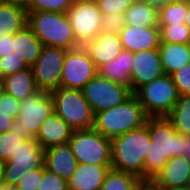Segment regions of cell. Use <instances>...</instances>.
Here are the masks:
<instances>
[{
    "label": "cell",
    "instance_id": "cell-1",
    "mask_svg": "<svg viewBox=\"0 0 190 190\" xmlns=\"http://www.w3.org/2000/svg\"><path fill=\"white\" fill-rule=\"evenodd\" d=\"M151 142L144 162V182L151 181L172 157H182L184 135L177 133L166 117H148Z\"/></svg>",
    "mask_w": 190,
    "mask_h": 190
},
{
    "label": "cell",
    "instance_id": "cell-2",
    "mask_svg": "<svg viewBox=\"0 0 190 190\" xmlns=\"http://www.w3.org/2000/svg\"><path fill=\"white\" fill-rule=\"evenodd\" d=\"M44 45L26 25L15 34L0 36V72L3 77L31 67Z\"/></svg>",
    "mask_w": 190,
    "mask_h": 190
},
{
    "label": "cell",
    "instance_id": "cell-3",
    "mask_svg": "<svg viewBox=\"0 0 190 190\" xmlns=\"http://www.w3.org/2000/svg\"><path fill=\"white\" fill-rule=\"evenodd\" d=\"M150 142L146 124L111 139V168L134 175L144 182V162Z\"/></svg>",
    "mask_w": 190,
    "mask_h": 190
},
{
    "label": "cell",
    "instance_id": "cell-4",
    "mask_svg": "<svg viewBox=\"0 0 190 190\" xmlns=\"http://www.w3.org/2000/svg\"><path fill=\"white\" fill-rule=\"evenodd\" d=\"M147 119L140 101L133 94L124 103L96 113L93 128L104 137L113 139L143 127Z\"/></svg>",
    "mask_w": 190,
    "mask_h": 190
},
{
    "label": "cell",
    "instance_id": "cell-5",
    "mask_svg": "<svg viewBox=\"0 0 190 190\" xmlns=\"http://www.w3.org/2000/svg\"><path fill=\"white\" fill-rule=\"evenodd\" d=\"M27 25L44 46L66 50L80 47L66 13L27 12Z\"/></svg>",
    "mask_w": 190,
    "mask_h": 190
},
{
    "label": "cell",
    "instance_id": "cell-6",
    "mask_svg": "<svg viewBox=\"0 0 190 190\" xmlns=\"http://www.w3.org/2000/svg\"><path fill=\"white\" fill-rule=\"evenodd\" d=\"M148 117H166L179 94L171 75L164 74L139 87L134 93Z\"/></svg>",
    "mask_w": 190,
    "mask_h": 190
},
{
    "label": "cell",
    "instance_id": "cell-7",
    "mask_svg": "<svg viewBox=\"0 0 190 190\" xmlns=\"http://www.w3.org/2000/svg\"><path fill=\"white\" fill-rule=\"evenodd\" d=\"M51 97L54 112L74 131L93 128L95 114L84 98L82 90L59 87L51 92Z\"/></svg>",
    "mask_w": 190,
    "mask_h": 190
},
{
    "label": "cell",
    "instance_id": "cell-8",
    "mask_svg": "<svg viewBox=\"0 0 190 190\" xmlns=\"http://www.w3.org/2000/svg\"><path fill=\"white\" fill-rule=\"evenodd\" d=\"M54 113L51 93L38 90L20 101V111L11 131L23 133L25 140L34 139L43 121Z\"/></svg>",
    "mask_w": 190,
    "mask_h": 190
},
{
    "label": "cell",
    "instance_id": "cell-9",
    "mask_svg": "<svg viewBox=\"0 0 190 190\" xmlns=\"http://www.w3.org/2000/svg\"><path fill=\"white\" fill-rule=\"evenodd\" d=\"M68 144L78 163L111 165V139L94 128L73 131Z\"/></svg>",
    "mask_w": 190,
    "mask_h": 190
},
{
    "label": "cell",
    "instance_id": "cell-10",
    "mask_svg": "<svg viewBox=\"0 0 190 190\" xmlns=\"http://www.w3.org/2000/svg\"><path fill=\"white\" fill-rule=\"evenodd\" d=\"M81 90L94 114L118 106L133 95L130 87L112 82L98 74Z\"/></svg>",
    "mask_w": 190,
    "mask_h": 190
},
{
    "label": "cell",
    "instance_id": "cell-11",
    "mask_svg": "<svg viewBox=\"0 0 190 190\" xmlns=\"http://www.w3.org/2000/svg\"><path fill=\"white\" fill-rule=\"evenodd\" d=\"M66 15L79 46L84 47L101 33L102 12L95 0H74Z\"/></svg>",
    "mask_w": 190,
    "mask_h": 190
},
{
    "label": "cell",
    "instance_id": "cell-12",
    "mask_svg": "<svg viewBox=\"0 0 190 190\" xmlns=\"http://www.w3.org/2000/svg\"><path fill=\"white\" fill-rule=\"evenodd\" d=\"M67 51L60 47H43L40 56L31 66L39 90L51 93L60 87L62 67Z\"/></svg>",
    "mask_w": 190,
    "mask_h": 190
},
{
    "label": "cell",
    "instance_id": "cell-13",
    "mask_svg": "<svg viewBox=\"0 0 190 190\" xmlns=\"http://www.w3.org/2000/svg\"><path fill=\"white\" fill-rule=\"evenodd\" d=\"M96 75L97 68L84 47L69 49L62 67L60 87L81 90Z\"/></svg>",
    "mask_w": 190,
    "mask_h": 190
},
{
    "label": "cell",
    "instance_id": "cell-14",
    "mask_svg": "<svg viewBox=\"0 0 190 190\" xmlns=\"http://www.w3.org/2000/svg\"><path fill=\"white\" fill-rule=\"evenodd\" d=\"M44 165V149L34 138L26 140L5 162L4 183L16 186L24 173L31 169L41 168Z\"/></svg>",
    "mask_w": 190,
    "mask_h": 190
},
{
    "label": "cell",
    "instance_id": "cell-15",
    "mask_svg": "<svg viewBox=\"0 0 190 190\" xmlns=\"http://www.w3.org/2000/svg\"><path fill=\"white\" fill-rule=\"evenodd\" d=\"M164 74L158 49L135 52L131 69L132 92Z\"/></svg>",
    "mask_w": 190,
    "mask_h": 190
},
{
    "label": "cell",
    "instance_id": "cell-16",
    "mask_svg": "<svg viewBox=\"0 0 190 190\" xmlns=\"http://www.w3.org/2000/svg\"><path fill=\"white\" fill-rule=\"evenodd\" d=\"M120 41L124 50L132 53L158 49L160 43L159 27H138L132 25H124L119 33Z\"/></svg>",
    "mask_w": 190,
    "mask_h": 190
},
{
    "label": "cell",
    "instance_id": "cell-17",
    "mask_svg": "<svg viewBox=\"0 0 190 190\" xmlns=\"http://www.w3.org/2000/svg\"><path fill=\"white\" fill-rule=\"evenodd\" d=\"M78 161L72 153L70 145H55L44 150V166L48 171L60 178L69 180L76 170Z\"/></svg>",
    "mask_w": 190,
    "mask_h": 190
},
{
    "label": "cell",
    "instance_id": "cell-18",
    "mask_svg": "<svg viewBox=\"0 0 190 190\" xmlns=\"http://www.w3.org/2000/svg\"><path fill=\"white\" fill-rule=\"evenodd\" d=\"M111 165L78 163L68 180V190H100Z\"/></svg>",
    "mask_w": 190,
    "mask_h": 190
},
{
    "label": "cell",
    "instance_id": "cell-19",
    "mask_svg": "<svg viewBox=\"0 0 190 190\" xmlns=\"http://www.w3.org/2000/svg\"><path fill=\"white\" fill-rule=\"evenodd\" d=\"M73 131L74 130L54 112L43 121L35 139L45 150L51 146L67 144Z\"/></svg>",
    "mask_w": 190,
    "mask_h": 190
},
{
    "label": "cell",
    "instance_id": "cell-20",
    "mask_svg": "<svg viewBox=\"0 0 190 190\" xmlns=\"http://www.w3.org/2000/svg\"><path fill=\"white\" fill-rule=\"evenodd\" d=\"M151 182L156 187L190 186V162L185 157H172Z\"/></svg>",
    "mask_w": 190,
    "mask_h": 190
},
{
    "label": "cell",
    "instance_id": "cell-21",
    "mask_svg": "<svg viewBox=\"0 0 190 190\" xmlns=\"http://www.w3.org/2000/svg\"><path fill=\"white\" fill-rule=\"evenodd\" d=\"M84 48L96 68L115 59L124 50L119 34L116 33H100L93 41L87 43Z\"/></svg>",
    "mask_w": 190,
    "mask_h": 190
},
{
    "label": "cell",
    "instance_id": "cell-22",
    "mask_svg": "<svg viewBox=\"0 0 190 190\" xmlns=\"http://www.w3.org/2000/svg\"><path fill=\"white\" fill-rule=\"evenodd\" d=\"M134 53L123 50L115 59L97 68V74L112 82L131 88V69Z\"/></svg>",
    "mask_w": 190,
    "mask_h": 190
},
{
    "label": "cell",
    "instance_id": "cell-23",
    "mask_svg": "<svg viewBox=\"0 0 190 190\" xmlns=\"http://www.w3.org/2000/svg\"><path fill=\"white\" fill-rule=\"evenodd\" d=\"M158 52L165 74L172 75L190 63V44L160 42Z\"/></svg>",
    "mask_w": 190,
    "mask_h": 190
},
{
    "label": "cell",
    "instance_id": "cell-24",
    "mask_svg": "<svg viewBox=\"0 0 190 190\" xmlns=\"http://www.w3.org/2000/svg\"><path fill=\"white\" fill-rule=\"evenodd\" d=\"M3 84L5 92L20 101L39 90L35 83L32 67L5 76Z\"/></svg>",
    "mask_w": 190,
    "mask_h": 190
},
{
    "label": "cell",
    "instance_id": "cell-25",
    "mask_svg": "<svg viewBox=\"0 0 190 190\" xmlns=\"http://www.w3.org/2000/svg\"><path fill=\"white\" fill-rule=\"evenodd\" d=\"M27 23L28 13L25 8L0 2V36L15 34Z\"/></svg>",
    "mask_w": 190,
    "mask_h": 190
},
{
    "label": "cell",
    "instance_id": "cell-26",
    "mask_svg": "<svg viewBox=\"0 0 190 190\" xmlns=\"http://www.w3.org/2000/svg\"><path fill=\"white\" fill-rule=\"evenodd\" d=\"M125 25L158 27V8L145 0H135L124 13Z\"/></svg>",
    "mask_w": 190,
    "mask_h": 190
},
{
    "label": "cell",
    "instance_id": "cell-27",
    "mask_svg": "<svg viewBox=\"0 0 190 190\" xmlns=\"http://www.w3.org/2000/svg\"><path fill=\"white\" fill-rule=\"evenodd\" d=\"M166 118L177 133L190 137V95H181Z\"/></svg>",
    "mask_w": 190,
    "mask_h": 190
},
{
    "label": "cell",
    "instance_id": "cell-28",
    "mask_svg": "<svg viewBox=\"0 0 190 190\" xmlns=\"http://www.w3.org/2000/svg\"><path fill=\"white\" fill-rule=\"evenodd\" d=\"M141 183L136 176L111 168L100 190H137Z\"/></svg>",
    "mask_w": 190,
    "mask_h": 190
},
{
    "label": "cell",
    "instance_id": "cell-29",
    "mask_svg": "<svg viewBox=\"0 0 190 190\" xmlns=\"http://www.w3.org/2000/svg\"><path fill=\"white\" fill-rule=\"evenodd\" d=\"M158 16V25L185 23L187 5L171 1L158 9Z\"/></svg>",
    "mask_w": 190,
    "mask_h": 190
},
{
    "label": "cell",
    "instance_id": "cell-30",
    "mask_svg": "<svg viewBox=\"0 0 190 190\" xmlns=\"http://www.w3.org/2000/svg\"><path fill=\"white\" fill-rule=\"evenodd\" d=\"M160 42L190 44V32L185 23L173 25H158Z\"/></svg>",
    "mask_w": 190,
    "mask_h": 190
},
{
    "label": "cell",
    "instance_id": "cell-31",
    "mask_svg": "<svg viewBox=\"0 0 190 190\" xmlns=\"http://www.w3.org/2000/svg\"><path fill=\"white\" fill-rule=\"evenodd\" d=\"M23 133L6 131L0 134V159L3 162L10 160L18 148L25 142Z\"/></svg>",
    "mask_w": 190,
    "mask_h": 190
},
{
    "label": "cell",
    "instance_id": "cell-32",
    "mask_svg": "<svg viewBox=\"0 0 190 190\" xmlns=\"http://www.w3.org/2000/svg\"><path fill=\"white\" fill-rule=\"evenodd\" d=\"M74 0H30L27 12H56L66 13Z\"/></svg>",
    "mask_w": 190,
    "mask_h": 190
},
{
    "label": "cell",
    "instance_id": "cell-33",
    "mask_svg": "<svg viewBox=\"0 0 190 190\" xmlns=\"http://www.w3.org/2000/svg\"><path fill=\"white\" fill-rule=\"evenodd\" d=\"M125 25L124 14L102 13L101 33L119 34Z\"/></svg>",
    "mask_w": 190,
    "mask_h": 190
},
{
    "label": "cell",
    "instance_id": "cell-34",
    "mask_svg": "<svg viewBox=\"0 0 190 190\" xmlns=\"http://www.w3.org/2000/svg\"><path fill=\"white\" fill-rule=\"evenodd\" d=\"M37 190H68V181L45 169Z\"/></svg>",
    "mask_w": 190,
    "mask_h": 190
},
{
    "label": "cell",
    "instance_id": "cell-35",
    "mask_svg": "<svg viewBox=\"0 0 190 190\" xmlns=\"http://www.w3.org/2000/svg\"><path fill=\"white\" fill-rule=\"evenodd\" d=\"M43 175V166L41 168L31 169L25 172L18 181L15 188L17 190H37Z\"/></svg>",
    "mask_w": 190,
    "mask_h": 190
},
{
    "label": "cell",
    "instance_id": "cell-36",
    "mask_svg": "<svg viewBox=\"0 0 190 190\" xmlns=\"http://www.w3.org/2000/svg\"><path fill=\"white\" fill-rule=\"evenodd\" d=\"M102 13L124 14L135 0H95Z\"/></svg>",
    "mask_w": 190,
    "mask_h": 190
},
{
    "label": "cell",
    "instance_id": "cell-37",
    "mask_svg": "<svg viewBox=\"0 0 190 190\" xmlns=\"http://www.w3.org/2000/svg\"><path fill=\"white\" fill-rule=\"evenodd\" d=\"M171 76L179 96L190 95V63L175 71Z\"/></svg>",
    "mask_w": 190,
    "mask_h": 190
},
{
    "label": "cell",
    "instance_id": "cell-38",
    "mask_svg": "<svg viewBox=\"0 0 190 190\" xmlns=\"http://www.w3.org/2000/svg\"><path fill=\"white\" fill-rule=\"evenodd\" d=\"M20 111V100H17L8 93H4L0 98V113L11 115V118L16 119Z\"/></svg>",
    "mask_w": 190,
    "mask_h": 190
},
{
    "label": "cell",
    "instance_id": "cell-39",
    "mask_svg": "<svg viewBox=\"0 0 190 190\" xmlns=\"http://www.w3.org/2000/svg\"><path fill=\"white\" fill-rule=\"evenodd\" d=\"M15 119L11 118V115H4L0 113V134L6 131H10Z\"/></svg>",
    "mask_w": 190,
    "mask_h": 190
},
{
    "label": "cell",
    "instance_id": "cell-40",
    "mask_svg": "<svg viewBox=\"0 0 190 190\" xmlns=\"http://www.w3.org/2000/svg\"><path fill=\"white\" fill-rule=\"evenodd\" d=\"M0 2L18 5L20 7L25 8V9H27L29 4H30V0H0Z\"/></svg>",
    "mask_w": 190,
    "mask_h": 190
},
{
    "label": "cell",
    "instance_id": "cell-41",
    "mask_svg": "<svg viewBox=\"0 0 190 190\" xmlns=\"http://www.w3.org/2000/svg\"><path fill=\"white\" fill-rule=\"evenodd\" d=\"M190 162V137L184 136L183 156Z\"/></svg>",
    "mask_w": 190,
    "mask_h": 190
},
{
    "label": "cell",
    "instance_id": "cell-42",
    "mask_svg": "<svg viewBox=\"0 0 190 190\" xmlns=\"http://www.w3.org/2000/svg\"><path fill=\"white\" fill-rule=\"evenodd\" d=\"M137 190H160L157 188L151 181L149 182H142Z\"/></svg>",
    "mask_w": 190,
    "mask_h": 190
},
{
    "label": "cell",
    "instance_id": "cell-43",
    "mask_svg": "<svg viewBox=\"0 0 190 190\" xmlns=\"http://www.w3.org/2000/svg\"><path fill=\"white\" fill-rule=\"evenodd\" d=\"M145 1H147L149 4L159 9L160 7H163L164 5L168 4L172 0H145Z\"/></svg>",
    "mask_w": 190,
    "mask_h": 190
},
{
    "label": "cell",
    "instance_id": "cell-44",
    "mask_svg": "<svg viewBox=\"0 0 190 190\" xmlns=\"http://www.w3.org/2000/svg\"><path fill=\"white\" fill-rule=\"evenodd\" d=\"M160 190H190V186H181V187H157Z\"/></svg>",
    "mask_w": 190,
    "mask_h": 190
},
{
    "label": "cell",
    "instance_id": "cell-45",
    "mask_svg": "<svg viewBox=\"0 0 190 190\" xmlns=\"http://www.w3.org/2000/svg\"><path fill=\"white\" fill-rule=\"evenodd\" d=\"M4 168H5V162H3L0 159V183L4 182Z\"/></svg>",
    "mask_w": 190,
    "mask_h": 190
},
{
    "label": "cell",
    "instance_id": "cell-46",
    "mask_svg": "<svg viewBox=\"0 0 190 190\" xmlns=\"http://www.w3.org/2000/svg\"><path fill=\"white\" fill-rule=\"evenodd\" d=\"M0 190H17L15 186H11L7 183H0Z\"/></svg>",
    "mask_w": 190,
    "mask_h": 190
},
{
    "label": "cell",
    "instance_id": "cell-47",
    "mask_svg": "<svg viewBox=\"0 0 190 190\" xmlns=\"http://www.w3.org/2000/svg\"><path fill=\"white\" fill-rule=\"evenodd\" d=\"M185 25L187 26L189 32H190V5H187V16L185 20Z\"/></svg>",
    "mask_w": 190,
    "mask_h": 190
},
{
    "label": "cell",
    "instance_id": "cell-48",
    "mask_svg": "<svg viewBox=\"0 0 190 190\" xmlns=\"http://www.w3.org/2000/svg\"><path fill=\"white\" fill-rule=\"evenodd\" d=\"M4 93H5L4 84L3 81H0V98L3 96Z\"/></svg>",
    "mask_w": 190,
    "mask_h": 190
},
{
    "label": "cell",
    "instance_id": "cell-49",
    "mask_svg": "<svg viewBox=\"0 0 190 190\" xmlns=\"http://www.w3.org/2000/svg\"><path fill=\"white\" fill-rule=\"evenodd\" d=\"M173 2H179L182 4L190 5V0H172Z\"/></svg>",
    "mask_w": 190,
    "mask_h": 190
},
{
    "label": "cell",
    "instance_id": "cell-50",
    "mask_svg": "<svg viewBox=\"0 0 190 190\" xmlns=\"http://www.w3.org/2000/svg\"><path fill=\"white\" fill-rule=\"evenodd\" d=\"M3 76H2V74H1V72H0V81H3Z\"/></svg>",
    "mask_w": 190,
    "mask_h": 190
}]
</instances>
